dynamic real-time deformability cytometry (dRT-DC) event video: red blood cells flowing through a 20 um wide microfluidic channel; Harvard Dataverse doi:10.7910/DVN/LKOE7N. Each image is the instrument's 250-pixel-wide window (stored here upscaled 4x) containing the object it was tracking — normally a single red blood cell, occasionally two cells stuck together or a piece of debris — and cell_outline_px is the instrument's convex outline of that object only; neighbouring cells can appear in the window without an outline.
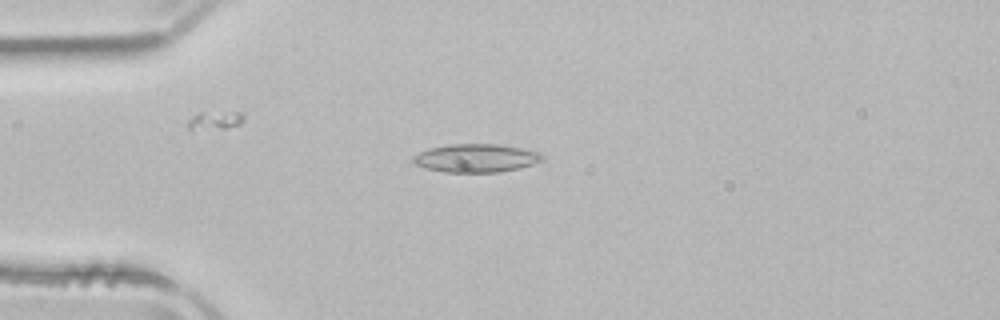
{"species": "common noctule bat (a hibernating species)", "species_latin": "Nyctalus noctula", "temperature_condition": "room temperature", "stored_images_in_passage": 50, "camera_frame_rate_fps": 3000, "um_per_image_px": 0.085, "animal": {"sex": "male", "body_mass_g": 21.5, "forearm_length_mm": 52.0}, "frame": {"image": 1, "passage_image": 12, "time_ms": 3.667, "image_size_px": [1000, 320], "cell_outline_px": [[544, 156], [540, 160], [532, 164], [520, 168], [500, 172], [444, 172], [424, 168], [416, 164], [412, 160], [412, 156], [428, 148], [452, 144], [496, 144], [520, 148], [540, 152]], "centroid_in_image_um": [40.43, 13.44], "position_along_channel_um": 44.6, "area_um2": 21.21}}
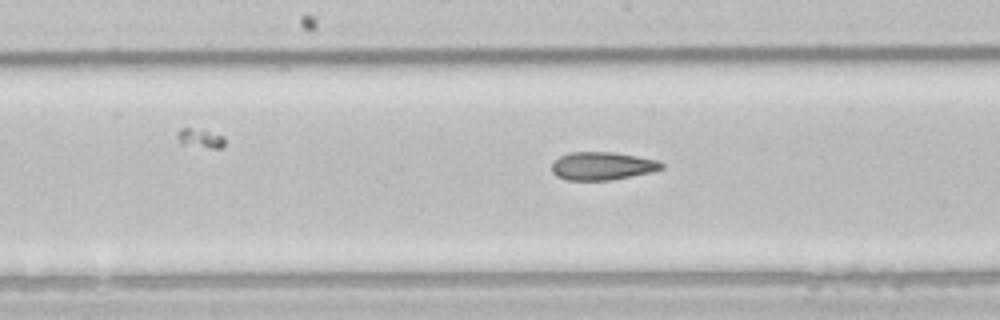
{"frame": {"image": 2, "passage_image": 25, "time_ms": 8.0, "image_size_px": [1000, 320], "cell_outline_px": [[664, 168], [652, 172], [608, 180], [564, 180], [556, 176], [552, 172], [552, 164], [560, 156], [572, 152], [612, 152], [636, 156], [656, 160], [664, 164]], "centroid_in_image_um": [51.18, 14.11], "position_along_channel_um": 197.0, "area_um2": 17.8}}
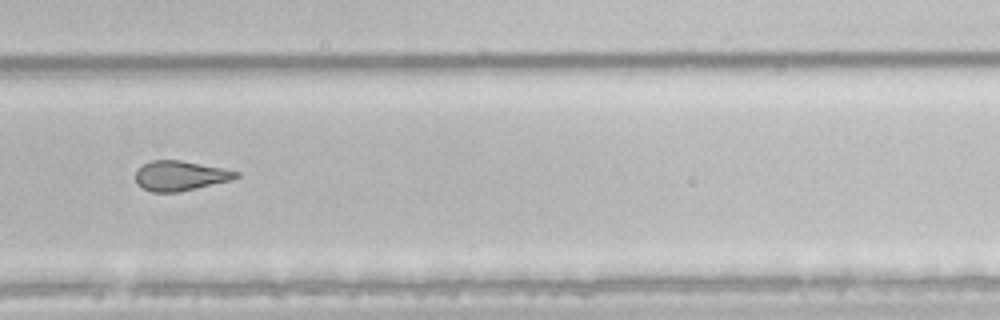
{"frame": {"image": 3, "passage_image": 34, "time_ms": 11.0, "image_size_px": [1000, 320], "cell_outline_px": [[240, 176], [232, 180], [180, 192], [152, 192], [136, 184], [136, 172], [144, 164], [152, 160], [180, 160], [240, 172]], "centroid_in_image_um": [15.33, 14.95], "position_along_channel_um": 314.5, "area_um2": 17.34}, "authors_computed_cell_mechanics": {"area_um2": 19.6809, "velocity_mm_per_s": 3.9459, "shape_relaxation_time_tau1_ms": 8.8778, "shape_relaxation_time_tau2_ms": 3.0985, "deformation_change_tau1": 0.1969, "deformation_change_tau2": 0.1204}}